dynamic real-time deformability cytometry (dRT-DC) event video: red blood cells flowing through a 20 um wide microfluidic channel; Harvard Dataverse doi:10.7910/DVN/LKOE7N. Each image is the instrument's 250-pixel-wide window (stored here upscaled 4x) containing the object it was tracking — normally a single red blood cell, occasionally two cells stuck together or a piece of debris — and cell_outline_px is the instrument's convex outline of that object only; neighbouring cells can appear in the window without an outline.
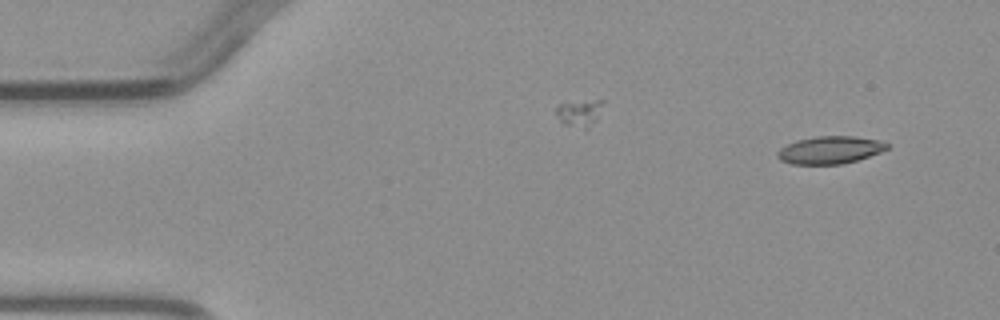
{"species": "common noctule bat (a hibernating species)", "species_latin": "Nyctalus noctula", "temperature_condition": "warm", "stored_images_in_passage": 3, "camera_frame_rate_fps": 3000, "um_per_image_px": 0.085, "animal": {"sex": "male", "body_mass_g": 23.1, "forearm_length_mm": 52.7}, "frame": {"image": 1, "passage_image": 3, "time_ms": 2.333, "image_size_px": [1000, 320], "cell_outline_px": [[888, 148], [880, 152], [856, 160], [840, 164], [792, 164], [780, 160], [776, 156], [776, 152], [780, 148], [796, 140], [816, 136], [852, 136], [880, 140], [888, 144]], "centroid_in_image_um": [70.51, 12.74], "position_along_channel_um": 14.5, "area_um2": 17.51}}